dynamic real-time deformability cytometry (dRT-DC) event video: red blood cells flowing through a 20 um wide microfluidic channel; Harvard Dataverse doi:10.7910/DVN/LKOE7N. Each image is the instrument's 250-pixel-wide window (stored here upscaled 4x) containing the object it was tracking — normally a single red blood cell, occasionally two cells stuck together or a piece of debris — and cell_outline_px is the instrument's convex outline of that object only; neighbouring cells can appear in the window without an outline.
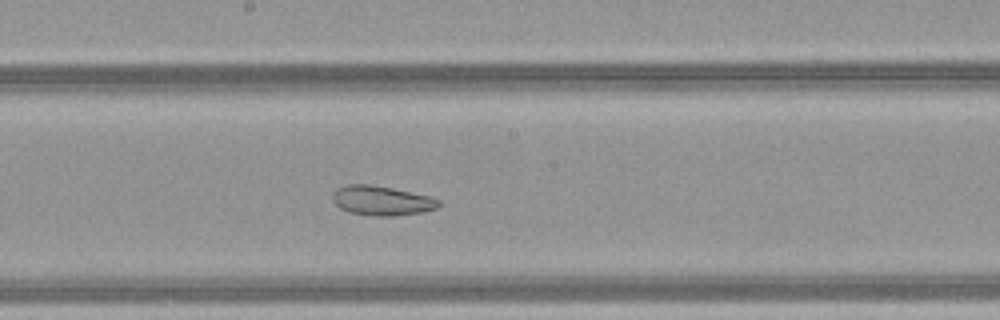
{"species": "common noctule bat (a hibernating species)", "species_latin": "Nyctalus noctula", "temperature_condition": "warm", "stored_images_in_passage": 32, "camera_frame_rate_fps": 3000, "um_per_image_px": 0.085, "animal": {"sex": "female", "body_mass_g": 21.9}, "frame": {"image": 1, "passage_image": 23, "time_ms": 7.333, "image_size_px": [1000, 320], "cell_outline_px": [[440, 204], [436, 208], [424, 212], [396, 216], [368, 216], [348, 212], [340, 208], [332, 200], [332, 192], [336, 188], [348, 184], [368, 184], [392, 188], [432, 196], [440, 200]], "centroid_in_image_um": [32.44, 17.06], "position_along_channel_um": 215.8, "area_um2": 18.61}}
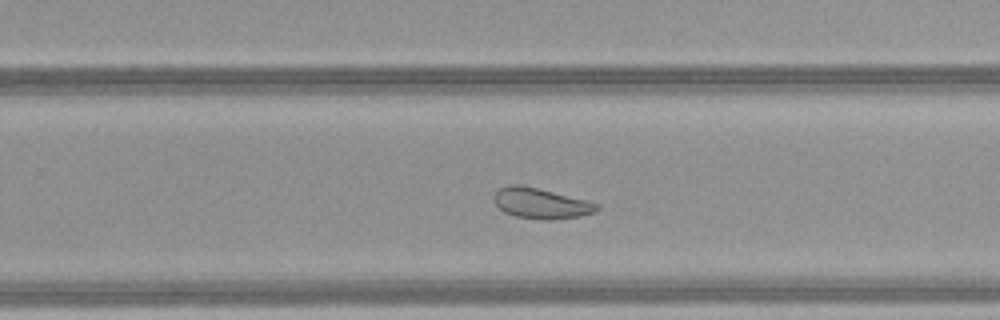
{"frame": {"image": 2, "passage_image": 28, "time_ms": 9.0, "image_size_px": [1000, 320], "cell_outline_px": [[600, 208], [596, 212], [580, 216], [552, 220], [544, 220], [516, 216], [504, 212], [492, 200], [492, 196], [500, 188], [508, 184], [520, 184], [588, 200], [600, 204]], "centroid_in_image_um": [45.99, 17.28], "position_along_channel_um": 283.8, "area_um2": 18.5}}